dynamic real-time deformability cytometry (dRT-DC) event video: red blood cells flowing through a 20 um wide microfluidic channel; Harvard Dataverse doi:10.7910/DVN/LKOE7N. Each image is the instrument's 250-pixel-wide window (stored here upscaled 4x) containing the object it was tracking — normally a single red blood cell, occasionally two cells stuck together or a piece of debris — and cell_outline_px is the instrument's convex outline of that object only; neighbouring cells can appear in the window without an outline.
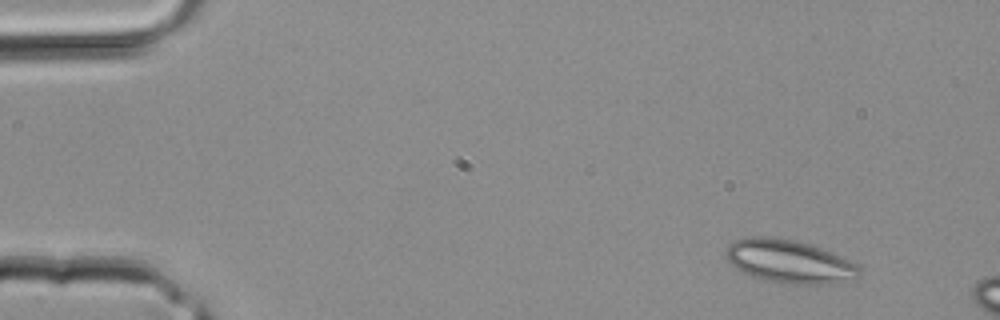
{"species": "common noctule bat (a hibernating species)", "species_latin": "Nyctalus noctula", "temperature_condition": "room temperature", "stored_images_in_passage": 3, "camera_frame_rate_fps": 3000, "um_per_image_px": 0.085, "animal": {"sex": "male", "body_mass_g": 20.4}, "frame": {"image": 1, "passage_image": 1, "time_ms": 0.0, "image_size_px": [1000, 320], "cell_outline_px": [[860, 276], [852, 280], [836, 284], [788, 284], [764, 280], [752, 276], [736, 268], [728, 260], [724, 252], [728, 244], [736, 240], [748, 236], [764, 236], [792, 240], [808, 244], [832, 252], [860, 264]], "centroid_in_image_um": [67.13, 22.24], "position_along_channel_um": 17.9, "area_um2": 33.87}}